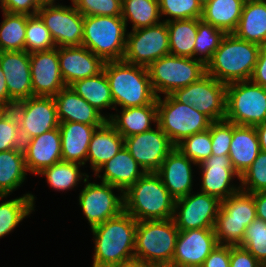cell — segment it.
I'll return each instance as SVG.
<instances>
[{
    "instance_id": "obj_49",
    "label": "cell",
    "mask_w": 266,
    "mask_h": 267,
    "mask_svg": "<svg viewBox=\"0 0 266 267\" xmlns=\"http://www.w3.org/2000/svg\"><path fill=\"white\" fill-rule=\"evenodd\" d=\"M40 5L38 0H2V11L30 16L37 14Z\"/></svg>"
},
{
    "instance_id": "obj_12",
    "label": "cell",
    "mask_w": 266,
    "mask_h": 267,
    "mask_svg": "<svg viewBox=\"0 0 266 267\" xmlns=\"http://www.w3.org/2000/svg\"><path fill=\"white\" fill-rule=\"evenodd\" d=\"M169 54V33L165 21L127 32L124 61L148 68L154 61Z\"/></svg>"
},
{
    "instance_id": "obj_24",
    "label": "cell",
    "mask_w": 266,
    "mask_h": 267,
    "mask_svg": "<svg viewBox=\"0 0 266 267\" xmlns=\"http://www.w3.org/2000/svg\"><path fill=\"white\" fill-rule=\"evenodd\" d=\"M191 163L197 165L175 147L156 171L175 200L187 196L193 190V166Z\"/></svg>"
},
{
    "instance_id": "obj_30",
    "label": "cell",
    "mask_w": 266,
    "mask_h": 267,
    "mask_svg": "<svg viewBox=\"0 0 266 267\" xmlns=\"http://www.w3.org/2000/svg\"><path fill=\"white\" fill-rule=\"evenodd\" d=\"M124 147L122 135L106 121L97 128L89 143L86 162L96 171L108 160L113 158Z\"/></svg>"
},
{
    "instance_id": "obj_31",
    "label": "cell",
    "mask_w": 266,
    "mask_h": 267,
    "mask_svg": "<svg viewBox=\"0 0 266 267\" xmlns=\"http://www.w3.org/2000/svg\"><path fill=\"white\" fill-rule=\"evenodd\" d=\"M233 34L239 39L266 45V0L244 2Z\"/></svg>"
},
{
    "instance_id": "obj_10",
    "label": "cell",
    "mask_w": 266,
    "mask_h": 267,
    "mask_svg": "<svg viewBox=\"0 0 266 267\" xmlns=\"http://www.w3.org/2000/svg\"><path fill=\"white\" fill-rule=\"evenodd\" d=\"M225 120L242 126L266 122V88L251 80L227 84Z\"/></svg>"
},
{
    "instance_id": "obj_21",
    "label": "cell",
    "mask_w": 266,
    "mask_h": 267,
    "mask_svg": "<svg viewBox=\"0 0 266 267\" xmlns=\"http://www.w3.org/2000/svg\"><path fill=\"white\" fill-rule=\"evenodd\" d=\"M0 66L10 96V108L33 96L30 54L26 51H0Z\"/></svg>"
},
{
    "instance_id": "obj_20",
    "label": "cell",
    "mask_w": 266,
    "mask_h": 267,
    "mask_svg": "<svg viewBox=\"0 0 266 267\" xmlns=\"http://www.w3.org/2000/svg\"><path fill=\"white\" fill-rule=\"evenodd\" d=\"M33 96L54 97L66 87L60 71L58 47L30 53Z\"/></svg>"
},
{
    "instance_id": "obj_34",
    "label": "cell",
    "mask_w": 266,
    "mask_h": 267,
    "mask_svg": "<svg viewBox=\"0 0 266 267\" xmlns=\"http://www.w3.org/2000/svg\"><path fill=\"white\" fill-rule=\"evenodd\" d=\"M69 87L99 113L105 108L114 109V101L104 70L95 76L77 80Z\"/></svg>"
},
{
    "instance_id": "obj_28",
    "label": "cell",
    "mask_w": 266,
    "mask_h": 267,
    "mask_svg": "<svg viewBox=\"0 0 266 267\" xmlns=\"http://www.w3.org/2000/svg\"><path fill=\"white\" fill-rule=\"evenodd\" d=\"M114 110L120 115L106 114V119L123 138L149 131L152 122L157 123V99L142 107L121 108L120 112L117 108Z\"/></svg>"
},
{
    "instance_id": "obj_3",
    "label": "cell",
    "mask_w": 266,
    "mask_h": 267,
    "mask_svg": "<svg viewBox=\"0 0 266 267\" xmlns=\"http://www.w3.org/2000/svg\"><path fill=\"white\" fill-rule=\"evenodd\" d=\"M103 70L111 90L114 109L116 106L142 107L157 99L147 67L115 60L106 61Z\"/></svg>"
},
{
    "instance_id": "obj_56",
    "label": "cell",
    "mask_w": 266,
    "mask_h": 267,
    "mask_svg": "<svg viewBox=\"0 0 266 267\" xmlns=\"http://www.w3.org/2000/svg\"><path fill=\"white\" fill-rule=\"evenodd\" d=\"M113 267H155V266L147 264L139 259L133 258L125 262H122L121 264L115 265Z\"/></svg>"
},
{
    "instance_id": "obj_46",
    "label": "cell",
    "mask_w": 266,
    "mask_h": 267,
    "mask_svg": "<svg viewBox=\"0 0 266 267\" xmlns=\"http://www.w3.org/2000/svg\"><path fill=\"white\" fill-rule=\"evenodd\" d=\"M23 148L18 119L9 109L0 119V152Z\"/></svg>"
},
{
    "instance_id": "obj_15",
    "label": "cell",
    "mask_w": 266,
    "mask_h": 267,
    "mask_svg": "<svg viewBox=\"0 0 266 267\" xmlns=\"http://www.w3.org/2000/svg\"><path fill=\"white\" fill-rule=\"evenodd\" d=\"M16 115L23 142L59 127L53 97L32 96L10 108Z\"/></svg>"
},
{
    "instance_id": "obj_48",
    "label": "cell",
    "mask_w": 266,
    "mask_h": 267,
    "mask_svg": "<svg viewBox=\"0 0 266 267\" xmlns=\"http://www.w3.org/2000/svg\"><path fill=\"white\" fill-rule=\"evenodd\" d=\"M212 155H228L232 141V122L227 120L214 121L210 128Z\"/></svg>"
},
{
    "instance_id": "obj_51",
    "label": "cell",
    "mask_w": 266,
    "mask_h": 267,
    "mask_svg": "<svg viewBox=\"0 0 266 267\" xmlns=\"http://www.w3.org/2000/svg\"><path fill=\"white\" fill-rule=\"evenodd\" d=\"M230 245L218 244L210 255L204 260L201 267H229Z\"/></svg>"
},
{
    "instance_id": "obj_18",
    "label": "cell",
    "mask_w": 266,
    "mask_h": 267,
    "mask_svg": "<svg viewBox=\"0 0 266 267\" xmlns=\"http://www.w3.org/2000/svg\"><path fill=\"white\" fill-rule=\"evenodd\" d=\"M217 245L214 228L179 230L169 267H201Z\"/></svg>"
},
{
    "instance_id": "obj_42",
    "label": "cell",
    "mask_w": 266,
    "mask_h": 267,
    "mask_svg": "<svg viewBox=\"0 0 266 267\" xmlns=\"http://www.w3.org/2000/svg\"><path fill=\"white\" fill-rule=\"evenodd\" d=\"M195 164L202 163L212 155L211 132L209 129L190 135L176 146Z\"/></svg>"
},
{
    "instance_id": "obj_54",
    "label": "cell",
    "mask_w": 266,
    "mask_h": 267,
    "mask_svg": "<svg viewBox=\"0 0 266 267\" xmlns=\"http://www.w3.org/2000/svg\"><path fill=\"white\" fill-rule=\"evenodd\" d=\"M0 104L10 109V96L8 93L5 75L0 66Z\"/></svg>"
},
{
    "instance_id": "obj_32",
    "label": "cell",
    "mask_w": 266,
    "mask_h": 267,
    "mask_svg": "<svg viewBox=\"0 0 266 267\" xmlns=\"http://www.w3.org/2000/svg\"><path fill=\"white\" fill-rule=\"evenodd\" d=\"M243 5V0H209L202 8L201 20L226 34L233 33L238 26Z\"/></svg>"
},
{
    "instance_id": "obj_50",
    "label": "cell",
    "mask_w": 266,
    "mask_h": 267,
    "mask_svg": "<svg viewBox=\"0 0 266 267\" xmlns=\"http://www.w3.org/2000/svg\"><path fill=\"white\" fill-rule=\"evenodd\" d=\"M229 267H265L248 250L230 245Z\"/></svg>"
},
{
    "instance_id": "obj_13",
    "label": "cell",
    "mask_w": 266,
    "mask_h": 267,
    "mask_svg": "<svg viewBox=\"0 0 266 267\" xmlns=\"http://www.w3.org/2000/svg\"><path fill=\"white\" fill-rule=\"evenodd\" d=\"M84 183L78 200L90 228L117 217L124 211V193L120 189L104 182H89V177ZM114 189L120 191L119 196L113 193Z\"/></svg>"
},
{
    "instance_id": "obj_4",
    "label": "cell",
    "mask_w": 266,
    "mask_h": 267,
    "mask_svg": "<svg viewBox=\"0 0 266 267\" xmlns=\"http://www.w3.org/2000/svg\"><path fill=\"white\" fill-rule=\"evenodd\" d=\"M174 205L156 172H146L124 192V211L136 221L172 219Z\"/></svg>"
},
{
    "instance_id": "obj_33",
    "label": "cell",
    "mask_w": 266,
    "mask_h": 267,
    "mask_svg": "<svg viewBox=\"0 0 266 267\" xmlns=\"http://www.w3.org/2000/svg\"><path fill=\"white\" fill-rule=\"evenodd\" d=\"M27 172L23 148L0 152V200L23 184Z\"/></svg>"
},
{
    "instance_id": "obj_39",
    "label": "cell",
    "mask_w": 266,
    "mask_h": 267,
    "mask_svg": "<svg viewBox=\"0 0 266 267\" xmlns=\"http://www.w3.org/2000/svg\"><path fill=\"white\" fill-rule=\"evenodd\" d=\"M0 23V51H25V31L29 15L3 11Z\"/></svg>"
},
{
    "instance_id": "obj_25",
    "label": "cell",
    "mask_w": 266,
    "mask_h": 267,
    "mask_svg": "<svg viewBox=\"0 0 266 267\" xmlns=\"http://www.w3.org/2000/svg\"><path fill=\"white\" fill-rule=\"evenodd\" d=\"M59 122H78L101 127L106 115L99 113L69 86L61 89L54 97Z\"/></svg>"
},
{
    "instance_id": "obj_1",
    "label": "cell",
    "mask_w": 266,
    "mask_h": 267,
    "mask_svg": "<svg viewBox=\"0 0 266 267\" xmlns=\"http://www.w3.org/2000/svg\"><path fill=\"white\" fill-rule=\"evenodd\" d=\"M137 221L123 211L91 228L95 244L92 267H113L134 258Z\"/></svg>"
},
{
    "instance_id": "obj_43",
    "label": "cell",
    "mask_w": 266,
    "mask_h": 267,
    "mask_svg": "<svg viewBox=\"0 0 266 267\" xmlns=\"http://www.w3.org/2000/svg\"><path fill=\"white\" fill-rule=\"evenodd\" d=\"M239 246L248 250L266 267V222L258 218L251 222Z\"/></svg>"
},
{
    "instance_id": "obj_23",
    "label": "cell",
    "mask_w": 266,
    "mask_h": 267,
    "mask_svg": "<svg viewBox=\"0 0 266 267\" xmlns=\"http://www.w3.org/2000/svg\"><path fill=\"white\" fill-rule=\"evenodd\" d=\"M58 56L61 75L66 86L101 73L105 65L101 57L84 46L58 47Z\"/></svg>"
},
{
    "instance_id": "obj_14",
    "label": "cell",
    "mask_w": 266,
    "mask_h": 267,
    "mask_svg": "<svg viewBox=\"0 0 266 267\" xmlns=\"http://www.w3.org/2000/svg\"><path fill=\"white\" fill-rule=\"evenodd\" d=\"M37 14L50 31L56 47L82 46L84 16L74 5L41 4Z\"/></svg>"
},
{
    "instance_id": "obj_47",
    "label": "cell",
    "mask_w": 266,
    "mask_h": 267,
    "mask_svg": "<svg viewBox=\"0 0 266 267\" xmlns=\"http://www.w3.org/2000/svg\"><path fill=\"white\" fill-rule=\"evenodd\" d=\"M83 16H122V0H71Z\"/></svg>"
},
{
    "instance_id": "obj_6",
    "label": "cell",
    "mask_w": 266,
    "mask_h": 267,
    "mask_svg": "<svg viewBox=\"0 0 266 267\" xmlns=\"http://www.w3.org/2000/svg\"><path fill=\"white\" fill-rule=\"evenodd\" d=\"M126 39L122 16H84L82 46L105 62L123 60Z\"/></svg>"
},
{
    "instance_id": "obj_53",
    "label": "cell",
    "mask_w": 266,
    "mask_h": 267,
    "mask_svg": "<svg viewBox=\"0 0 266 267\" xmlns=\"http://www.w3.org/2000/svg\"><path fill=\"white\" fill-rule=\"evenodd\" d=\"M257 218L266 222V191L254 193Z\"/></svg>"
},
{
    "instance_id": "obj_26",
    "label": "cell",
    "mask_w": 266,
    "mask_h": 267,
    "mask_svg": "<svg viewBox=\"0 0 266 267\" xmlns=\"http://www.w3.org/2000/svg\"><path fill=\"white\" fill-rule=\"evenodd\" d=\"M100 172H103L102 176L99 175ZM145 173L124 146L96 171L95 177L101 178L102 182L115 186L124 193Z\"/></svg>"
},
{
    "instance_id": "obj_57",
    "label": "cell",
    "mask_w": 266,
    "mask_h": 267,
    "mask_svg": "<svg viewBox=\"0 0 266 267\" xmlns=\"http://www.w3.org/2000/svg\"><path fill=\"white\" fill-rule=\"evenodd\" d=\"M9 110L8 107L1 105L0 104V119L2 118V116Z\"/></svg>"
},
{
    "instance_id": "obj_58",
    "label": "cell",
    "mask_w": 266,
    "mask_h": 267,
    "mask_svg": "<svg viewBox=\"0 0 266 267\" xmlns=\"http://www.w3.org/2000/svg\"><path fill=\"white\" fill-rule=\"evenodd\" d=\"M57 0H38L40 4L57 3Z\"/></svg>"
},
{
    "instance_id": "obj_22",
    "label": "cell",
    "mask_w": 266,
    "mask_h": 267,
    "mask_svg": "<svg viewBox=\"0 0 266 267\" xmlns=\"http://www.w3.org/2000/svg\"><path fill=\"white\" fill-rule=\"evenodd\" d=\"M23 152L26 169L35 176L62 161L59 127L24 141Z\"/></svg>"
},
{
    "instance_id": "obj_27",
    "label": "cell",
    "mask_w": 266,
    "mask_h": 267,
    "mask_svg": "<svg viewBox=\"0 0 266 267\" xmlns=\"http://www.w3.org/2000/svg\"><path fill=\"white\" fill-rule=\"evenodd\" d=\"M97 128L99 127L78 122L60 123L62 161L75 162L84 166L89 143Z\"/></svg>"
},
{
    "instance_id": "obj_2",
    "label": "cell",
    "mask_w": 266,
    "mask_h": 267,
    "mask_svg": "<svg viewBox=\"0 0 266 267\" xmlns=\"http://www.w3.org/2000/svg\"><path fill=\"white\" fill-rule=\"evenodd\" d=\"M261 46L226 34L212 58L206 64V73L219 82L230 84L251 79Z\"/></svg>"
},
{
    "instance_id": "obj_19",
    "label": "cell",
    "mask_w": 266,
    "mask_h": 267,
    "mask_svg": "<svg viewBox=\"0 0 266 267\" xmlns=\"http://www.w3.org/2000/svg\"><path fill=\"white\" fill-rule=\"evenodd\" d=\"M202 175L201 192L225 200L241 188L233 185L234 177L240 179L235 171L229 155H211L197 165Z\"/></svg>"
},
{
    "instance_id": "obj_8",
    "label": "cell",
    "mask_w": 266,
    "mask_h": 267,
    "mask_svg": "<svg viewBox=\"0 0 266 267\" xmlns=\"http://www.w3.org/2000/svg\"><path fill=\"white\" fill-rule=\"evenodd\" d=\"M213 121L193 106L176 101L171 95L157 97V125L176 147L190 135L210 128Z\"/></svg>"
},
{
    "instance_id": "obj_5",
    "label": "cell",
    "mask_w": 266,
    "mask_h": 267,
    "mask_svg": "<svg viewBox=\"0 0 266 267\" xmlns=\"http://www.w3.org/2000/svg\"><path fill=\"white\" fill-rule=\"evenodd\" d=\"M178 233L173 219L137 221L134 258L155 267H169Z\"/></svg>"
},
{
    "instance_id": "obj_59",
    "label": "cell",
    "mask_w": 266,
    "mask_h": 267,
    "mask_svg": "<svg viewBox=\"0 0 266 267\" xmlns=\"http://www.w3.org/2000/svg\"><path fill=\"white\" fill-rule=\"evenodd\" d=\"M199 4H200V6L203 8L207 3H208V1L209 0H196Z\"/></svg>"
},
{
    "instance_id": "obj_17",
    "label": "cell",
    "mask_w": 266,
    "mask_h": 267,
    "mask_svg": "<svg viewBox=\"0 0 266 267\" xmlns=\"http://www.w3.org/2000/svg\"><path fill=\"white\" fill-rule=\"evenodd\" d=\"M155 126L156 129L124 138V146L145 172H156L175 148L162 129Z\"/></svg>"
},
{
    "instance_id": "obj_11",
    "label": "cell",
    "mask_w": 266,
    "mask_h": 267,
    "mask_svg": "<svg viewBox=\"0 0 266 267\" xmlns=\"http://www.w3.org/2000/svg\"><path fill=\"white\" fill-rule=\"evenodd\" d=\"M227 85L207 73L198 81L175 90L170 94L176 101L193 106L213 122L226 116Z\"/></svg>"
},
{
    "instance_id": "obj_45",
    "label": "cell",
    "mask_w": 266,
    "mask_h": 267,
    "mask_svg": "<svg viewBox=\"0 0 266 267\" xmlns=\"http://www.w3.org/2000/svg\"><path fill=\"white\" fill-rule=\"evenodd\" d=\"M241 190L249 193L266 191V152L260 151L250 167L240 176Z\"/></svg>"
},
{
    "instance_id": "obj_35",
    "label": "cell",
    "mask_w": 266,
    "mask_h": 267,
    "mask_svg": "<svg viewBox=\"0 0 266 267\" xmlns=\"http://www.w3.org/2000/svg\"><path fill=\"white\" fill-rule=\"evenodd\" d=\"M170 54L194 58V46L197 34V19L167 21Z\"/></svg>"
},
{
    "instance_id": "obj_9",
    "label": "cell",
    "mask_w": 266,
    "mask_h": 267,
    "mask_svg": "<svg viewBox=\"0 0 266 267\" xmlns=\"http://www.w3.org/2000/svg\"><path fill=\"white\" fill-rule=\"evenodd\" d=\"M148 72L153 91L160 97V93L170 95L198 81L206 74V65L199 59L169 54L154 61Z\"/></svg>"
},
{
    "instance_id": "obj_55",
    "label": "cell",
    "mask_w": 266,
    "mask_h": 267,
    "mask_svg": "<svg viewBox=\"0 0 266 267\" xmlns=\"http://www.w3.org/2000/svg\"><path fill=\"white\" fill-rule=\"evenodd\" d=\"M255 130L260 144V150L266 152V122L256 125Z\"/></svg>"
},
{
    "instance_id": "obj_37",
    "label": "cell",
    "mask_w": 266,
    "mask_h": 267,
    "mask_svg": "<svg viewBox=\"0 0 266 267\" xmlns=\"http://www.w3.org/2000/svg\"><path fill=\"white\" fill-rule=\"evenodd\" d=\"M122 18L126 28L128 21L132 30L160 23L159 0H122Z\"/></svg>"
},
{
    "instance_id": "obj_36",
    "label": "cell",
    "mask_w": 266,
    "mask_h": 267,
    "mask_svg": "<svg viewBox=\"0 0 266 267\" xmlns=\"http://www.w3.org/2000/svg\"><path fill=\"white\" fill-rule=\"evenodd\" d=\"M35 196L31 193L0 203V239L10 234L34 210Z\"/></svg>"
},
{
    "instance_id": "obj_52",
    "label": "cell",
    "mask_w": 266,
    "mask_h": 267,
    "mask_svg": "<svg viewBox=\"0 0 266 267\" xmlns=\"http://www.w3.org/2000/svg\"><path fill=\"white\" fill-rule=\"evenodd\" d=\"M250 80L266 88V45H262L260 48L258 60Z\"/></svg>"
},
{
    "instance_id": "obj_40",
    "label": "cell",
    "mask_w": 266,
    "mask_h": 267,
    "mask_svg": "<svg viewBox=\"0 0 266 267\" xmlns=\"http://www.w3.org/2000/svg\"><path fill=\"white\" fill-rule=\"evenodd\" d=\"M226 33L211 24L197 19V34L194 46V59H199L205 65L212 58L214 52L220 46V43ZM198 55H201L198 57Z\"/></svg>"
},
{
    "instance_id": "obj_60",
    "label": "cell",
    "mask_w": 266,
    "mask_h": 267,
    "mask_svg": "<svg viewBox=\"0 0 266 267\" xmlns=\"http://www.w3.org/2000/svg\"><path fill=\"white\" fill-rule=\"evenodd\" d=\"M244 2L259 1V0H243Z\"/></svg>"
},
{
    "instance_id": "obj_29",
    "label": "cell",
    "mask_w": 266,
    "mask_h": 267,
    "mask_svg": "<svg viewBox=\"0 0 266 267\" xmlns=\"http://www.w3.org/2000/svg\"><path fill=\"white\" fill-rule=\"evenodd\" d=\"M260 151L255 126H242L232 123V141L228 155L239 176L250 167Z\"/></svg>"
},
{
    "instance_id": "obj_7",
    "label": "cell",
    "mask_w": 266,
    "mask_h": 267,
    "mask_svg": "<svg viewBox=\"0 0 266 267\" xmlns=\"http://www.w3.org/2000/svg\"><path fill=\"white\" fill-rule=\"evenodd\" d=\"M257 218L254 193L239 190L221 201L214 232L220 245L238 246L246 228Z\"/></svg>"
},
{
    "instance_id": "obj_38",
    "label": "cell",
    "mask_w": 266,
    "mask_h": 267,
    "mask_svg": "<svg viewBox=\"0 0 266 267\" xmlns=\"http://www.w3.org/2000/svg\"><path fill=\"white\" fill-rule=\"evenodd\" d=\"M81 166L83 165L75 162L59 161L45 168L38 175L45 176L47 183L54 190L64 192L65 190L73 189L81 180L84 182L89 177L88 174L81 173Z\"/></svg>"
},
{
    "instance_id": "obj_16",
    "label": "cell",
    "mask_w": 266,
    "mask_h": 267,
    "mask_svg": "<svg viewBox=\"0 0 266 267\" xmlns=\"http://www.w3.org/2000/svg\"><path fill=\"white\" fill-rule=\"evenodd\" d=\"M221 201L198 192L175 200L173 221L178 230L214 228Z\"/></svg>"
},
{
    "instance_id": "obj_44",
    "label": "cell",
    "mask_w": 266,
    "mask_h": 267,
    "mask_svg": "<svg viewBox=\"0 0 266 267\" xmlns=\"http://www.w3.org/2000/svg\"><path fill=\"white\" fill-rule=\"evenodd\" d=\"M159 11L170 17L162 21L181 19H201L202 7L196 0H159ZM172 18V19H171Z\"/></svg>"
},
{
    "instance_id": "obj_41",
    "label": "cell",
    "mask_w": 266,
    "mask_h": 267,
    "mask_svg": "<svg viewBox=\"0 0 266 267\" xmlns=\"http://www.w3.org/2000/svg\"><path fill=\"white\" fill-rule=\"evenodd\" d=\"M25 38V51L29 54L56 48L50 31L38 14L27 18Z\"/></svg>"
}]
</instances>
